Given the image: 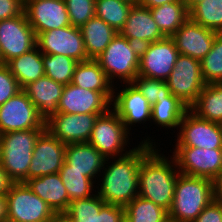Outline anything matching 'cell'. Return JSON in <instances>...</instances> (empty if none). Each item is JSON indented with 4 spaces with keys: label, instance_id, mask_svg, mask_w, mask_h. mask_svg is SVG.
I'll return each mask as SVG.
<instances>
[{
    "label": "cell",
    "instance_id": "obj_28",
    "mask_svg": "<svg viewBox=\"0 0 222 222\" xmlns=\"http://www.w3.org/2000/svg\"><path fill=\"white\" fill-rule=\"evenodd\" d=\"M71 83L82 89L97 92H114V85L108 80L96 59L78 62L75 66Z\"/></svg>",
    "mask_w": 222,
    "mask_h": 222
},
{
    "label": "cell",
    "instance_id": "obj_5",
    "mask_svg": "<svg viewBox=\"0 0 222 222\" xmlns=\"http://www.w3.org/2000/svg\"><path fill=\"white\" fill-rule=\"evenodd\" d=\"M140 49L118 32L96 60L114 86L132 83L138 76Z\"/></svg>",
    "mask_w": 222,
    "mask_h": 222
},
{
    "label": "cell",
    "instance_id": "obj_20",
    "mask_svg": "<svg viewBox=\"0 0 222 222\" xmlns=\"http://www.w3.org/2000/svg\"><path fill=\"white\" fill-rule=\"evenodd\" d=\"M64 214L74 222H125L124 207L106 204L97 194L70 202Z\"/></svg>",
    "mask_w": 222,
    "mask_h": 222
},
{
    "label": "cell",
    "instance_id": "obj_15",
    "mask_svg": "<svg viewBox=\"0 0 222 222\" xmlns=\"http://www.w3.org/2000/svg\"><path fill=\"white\" fill-rule=\"evenodd\" d=\"M36 46L43 54L64 55L77 62L88 60L80 28L72 25L39 33Z\"/></svg>",
    "mask_w": 222,
    "mask_h": 222
},
{
    "label": "cell",
    "instance_id": "obj_32",
    "mask_svg": "<svg viewBox=\"0 0 222 222\" xmlns=\"http://www.w3.org/2000/svg\"><path fill=\"white\" fill-rule=\"evenodd\" d=\"M125 222H166L168 212L139 195L124 207Z\"/></svg>",
    "mask_w": 222,
    "mask_h": 222
},
{
    "label": "cell",
    "instance_id": "obj_1",
    "mask_svg": "<svg viewBox=\"0 0 222 222\" xmlns=\"http://www.w3.org/2000/svg\"><path fill=\"white\" fill-rule=\"evenodd\" d=\"M146 134L143 139L140 138L139 144L138 141L137 145L135 143V148L128 154L121 157L106 158L104 168L96 183V194L106 204L125 207L138 196V171L141 160L154 146L160 147L159 139L156 140L155 137L152 138Z\"/></svg>",
    "mask_w": 222,
    "mask_h": 222
},
{
    "label": "cell",
    "instance_id": "obj_19",
    "mask_svg": "<svg viewBox=\"0 0 222 222\" xmlns=\"http://www.w3.org/2000/svg\"><path fill=\"white\" fill-rule=\"evenodd\" d=\"M24 12L35 35L71 25L64 0L23 1Z\"/></svg>",
    "mask_w": 222,
    "mask_h": 222
},
{
    "label": "cell",
    "instance_id": "obj_40",
    "mask_svg": "<svg viewBox=\"0 0 222 222\" xmlns=\"http://www.w3.org/2000/svg\"><path fill=\"white\" fill-rule=\"evenodd\" d=\"M21 90L9 67L6 64L0 65V106Z\"/></svg>",
    "mask_w": 222,
    "mask_h": 222
},
{
    "label": "cell",
    "instance_id": "obj_44",
    "mask_svg": "<svg viewBox=\"0 0 222 222\" xmlns=\"http://www.w3.org/2000/svg\"><path fill=\"white\" fill-rule=\"evenodd\" d=\"M214 200L222 203V172L213 180Z\"/></svg>",
    "mask_w": 222,
    "mask_h": 222
},
{
    "label": "cell",
    "instance_id": "obj_9",
    "mask_svg": "<svg viewBox=\"0 0 222 222\" xmlns=\"http://www.w3.org/2000/svg\"><path fill=\"white\" fill-rule=\"evenodd\" d=\"M166 83L171 94L190 108L206 85L200 60L179 54Z\"/></svg>",
    "mask_w": 222,
    "mask_h": 222
},
{
    "label": "cell",
    "instance_id": "obj_6",
    "mask_svg": "<svg viewBox=\"0 0 222 222\" xmlns=\"http://www.w3.org/2000/svg\"><path fill=\"white\" fill-rule=\"evenodd\" d=\"M130 135L132 138L119 115L111 108L96 119L88 143L105 158L121 157L135 148L130 149V142L133 143Z\"/></svg>",
    "mask_w": 222,
    "mask_h": 222
},
{
    "label": "cell",
    "instance_id": "obj_8",
    "mask_svg": "<svg viewBox=\"0 0 222 222\" xmlns=\"http://www.w3.org/2000/svg\"><path fill=\"white\" fill-rule=\"evenodd\" d=\"M7 197V220L11 222H52L55 212L25 183H14Z\"/></svg>",
    "mask_w": 222,
    "mask_h": 222
},
{
    "label": "cell",
    "instance_id": "obj_43",
    "mask_svg": "<svg viewBox=\"0 0 222 222\" xmlns=\"http://www.w3.org/2000/svg\"><path fill=\"white\" fill-rule=\"evenodd\" d=\"M14 181L9 177L0 164V195H6Z\"/></svg>",
    "mask_w": 222,
    "mask_h": 222
},
{
    "label": "cell",
    "instance_id": "obj_49",
    "mask_svg": "<svg viewBox=\"0 0 222 222\" xmlns=\"http://www.w3.org/2000/svg\"><path fill=\"white\" fill-rule=\"evenodd\" d=\"M121 1L131 4V5H139L140 0H121Z\"/></svg>",
    "mask_w": 222,
    "mask_h": 222
},
{
    "label": "cell",
    "instance_id": "obj_51",
    "mask_svg": "<svg viewBox=\"0 0 222 222\" xmlns=\"http://www.w3.org/2000/svg\"><path fill=\"white\" fill-rule=\"evenodd\" d=\"M23 1H40V0H23Z\"/></svg>",
    "mask_w": 222,
    "mask_h": 222
},
{
    "label": "cell",
    "instance_id": "obj_17",
    "mask_svg": "<svg viewBox=\"0 0 222 222\" xmlns=\"http://www.w3.org/2000/svg\"><path fill=\"white\" fill-rule=\"evenodd\" d=\"M66 144L48 130L37 138L28 170V179L59 173L65 162Z\"/></svg>",
    "mask_w": 222,
    "mask_h": 222
},
{
    "label": "cell",
    "instance_id": "obj_22",
    "mask_svg": "<svg viewBox=\"0 0 222 222\" xmlns=\"http://www.w3.org/2000/svg\"><path fill=\"white\" fill-rule=\"evenodd\" d=\"M119 33L140 47L165 37L157 27L150 9L141 5L132 6Z\"/></svg>",
    "mask_w": 222,
    "mask_h": 222
},
{
    "label": "cell",
    "instance_id": "obj_13",
    "mask_svg": "<svg viewBox=\"0 0 222 222\" xmlns=\"http://www.w3.org/2000/svg\"><path fill=\"white\" fill-rule=\"evenodd\" d=\"M112 109L119 115L131 134H135L131 132L133 128L142 126L148 121V123L151 122L152 107L132 83L114 86Z\"/></svg>",
    "mask_w": 222,
    "mask_h": 222
},
{
    "label": "cell",
    "instance_id": "obj_12",
    "mask_svg": "<svg viewBox=\"0 0 222 222\" xmlns=\"http://www.w3.org/2000/svg\"><path fill=\"white\" fill-rule=\"evenodd\" d=\"M179 52L172 37L141 46L138 75L166 81Z\"/></svg>",
    "mask_w": 222,
    "mask_h": 222
},
{
    "label": "cell",
    "instance_id": "obj_41",
    "mask_svg": "<svg viewBox=\"0 0 222 222\" xmlns=\"http://www.w3.org/2000/svg\"><path fill=\"white\" fill-rule=\"evenodd\" d=\"M23 12V0H0V21L17 17Z\"/></svg>",
    "mask_w": 222,
    "mask_h": 222
},
{
    "label": "cell",
    "instance_id": "obj_45",
    "mask_svg": "<svg viewBox=\"0 0 222 222\" xmlns=\"http://www.w3.org/2000/svg\"><path fill=\"white\" fill-rule=\"evenodd\" d=\"M175 1H183V0H140L139 5L150 9Z\"/></svg>",
    "mask_w": 222,
    "mask_h": 222
},
{
    "label": "cell",
    "instance_id": "obj_31",
    "mask_svg": "<svg viewBox=\"0 0 222 222\" xmlns=\"http://www.w3.org/2000/svg\"><path fill=\"white\" fill-rule=\"evenodd\" d=\"M189 109L202 119L222 124V83L206 84Z\"/></svg>",
    "mask_w": 222,
    "mask_h": 222
},
{
    "label": "cell",
    "instance_id": "obj_34",
    "mask_svg": "<svg viewBox=\"0 0 222 222\" xmlns=\"http://www.w3.org/2000/svg\"><path fill=\"white\" fill-rule=\"evenodd\" d=\"M189 15L193 22L222 33V0H203L189 11Z\"/></svg>",
    "mask_w": 222,
    "mask_h": 222
},
{
    "label": "cell",
    "instance_id": "obj_21",
    "mask_svg": "<svg viewBox=\"0 0 222 222\" xmlns=\"http://www.w3.org/2000/svg\"><path fill=\"white\" fill-rule=\"evenodd\" d=\"M217 33L189 18L171 37L179 54L201 61L211 50Z\"/></svg>",
    "mask_w": 222,
    "mask_h": 222
},
{
    "label": "cell",
    "instance_id": "obj_30",
    "mask_svg": "<svg viewBox=\"0 0 222 222\" xmlns=\"http://www.w3.org/2000/svg\"><path fill=\"white\" fill-rule=\"evenodd\" d=\"M157 27L165 37H171L189 18L184 1L170 2L150 8Z\"/></svg>",
    "mask_w": 222,
    "mask_h": 222
},
{
    "label": "cell",
    "instance_id": "obj_48",
    "mask_svg": "<svg viewBox=\"0 0 222 222\" xmlns=\"http://www.w3.org/2000/svg\"><path fill=\"white\" fill-rule=\"evenodd\" d=\"M183 1L186 4V7L188 8V10L190 11L196 4H198L199 2L203 0H183Z\"/></svg>",
    "mask_w": 222,
    "mask_h": 222
},
{
    "label": "cell",
    "instance_id": "obj_36",
    "mask_svg": "<svg viewBox=\"0 0 222 222\" xmlns=\"http://www.w3.org/2000/svg\"><path fill=\"white\" fill-rule=\"evenodd\" d=\"M42 60L45 76L63 85L71 83L76 60L57 54H42Z\"/></svg>",
    "mask_w": 222,
    "mask_h": 222
},
{
    "label": "cell",
    "instance_id": "obj_14",
    "mask_svg": "<svg viewBox=\"0 0 222 222\" xmlns=\"http://www.w3.org/2000/svg\"><path fill=\"white\" fill-rule=\"evenodd\" d=\"M36 46V35L25 12L0 21V54L3 64Z\"/></svg>",
    "mask_w": 222,
    "mask_h": 222
},
{
    "label": "cell",
    "instance_id": "obj_25",
    "mask_svg": "<svg viewBox=\"0 0 222 222\" xmlns=\"http://www.w3.org/2000/svg\"><path fill=\"white\" fill-rule=\"evenodd\" d=\"M24 183L55 213H64L68 209L69 195L59 173L28 179Z\"/></svg>",
    "mask_w": 222,
    "mask_h": 222
},
{
    "label": "cell",
    "instance_id": "obj_47",
    "mask_svg": "<svg viewBox=\"0 0 222 222\" xmlns=\"http://www.w3.org/2000/svg\"><path fill=\"white\" fill-rule=\"evenodd\" d=\"M52 222H74L64 213H56Z\"/></svg>",
    "mask_w": 222,
    "mask_h": 222
},
{
    "label": "cell",
    "instance_id": "obj_4",
    "mask_svg": "<svg viewBox=\"0 0 222 222\" xmlns=\"http://www.w3.org/2000/svg\"><path fill=\"white\" fill-rule=\"evenodd\" d=\"M44 130H20L0 134V164L14 183L28 180L35 142Z\"/></svg>",
    "mask_w": 222,
    "mask_h": 222
},
{
    "label": "cell",
    "instance_id": "obj_18",
    "mask_svg": "<svg viewBox=\"0 0 222 222\" xmlns=\"http://www.w3.org/2000/svg\"><path fill=\"white\" fill-rule=\"evenodd\" d=\"M100 115L57 113L45 122L46 130L64 144L88 143Z\"/></svg>",
    "mask_w": 222,
    "mask_h": 222
},
{
    "label": "cell",
    "instance_id": "obj_38",
    "mask_svg": "<svg viewBox=\"0 0 222 222\" xmlns=\"http://www.w3.org/2000/svg\"><path fill=\"white\" fill-rule=\"evenodd\" d=\"M132 84L145 97L151 107L162 98H167L171 92L164 80L142 77L138 75Z\"/></svg>",
    "mask_w": 222,
    "mask_h": 222
},
{
    "label": "cell",
    "instance_id": "obj_26",
    "mask_svg": "<svg viewBox=\"0 0 222 222\" xmlns=\"http://www.w3.org/2000/svg\"><path fill=\"white\" fill-rule=\"evenodd\" d=\"M80 31L88 59H96L118 33L97 16L92 17L81 26Z\"/></svg>",
    "mask_w": 222,
    "mask_h": 222
},
{
    "label": "cell",
    "instance_id": "obj_50",
    "mask_svg": "<svg viewBox=\"0 0 222 222\" xmlns=\"http://www.w3.org/2000/svg\"><path fill=\"white\" fill-rule=\"evenodd\" d=\"M2 64H3V62H2L1 54H0V65H2Z\"/></svg>",
    "mask_w": 222,
    "mask_h": 222
},
{
    "label": "cell",
    "instance_id": "obj_11",
    "mask_svg": "<svg viewBox=\"0 0 222 222\" xmlns=\"http://www.w3.org/2000/svg\"><path fill=\"white\" fill-rule=\"evenodd\" d=\"M36 106L21 90L0 106V134L20 130H45Z\"/></svg>",
    "mask_w": 222,
    "mask_h": 222
},
{
    "label": "cell",
    "instance_id": "obj_27",
    "mask_svg": "<svg viewBox=\"0 0 222 222\" xmlns=\"http://www.w3.org/2000/svg\"><path fill=\"white\" fill-rule=\"evenodd\" d=\"M42 54L35 46L29 52L14 57L6 63L21 88L45 76Z\"/></svg>",
    "mask_w": 222,
    "mask_h": 222
},
{
    "label": "cell",
    "instance_id": "obj_16",
    "mask_svg": "<svg viewBox=\"0 0 222 222\" xmlns=\"http://www.w3.org/2000/svg\"><path fill=\"white\" fill-rule=\"evenodd\" d=\"M113 92L82 89L69 83L64 86L58 113L105 114L112 108Z\"/></svg>",
    "mask_w": 222,
    "mask_h": 222
},
{
    "label": "cell",
    "instance_id": "obj_7",
    "mask_svg": "<svg viewBox=\"0 0 222 222\" xmlns=\"http://www.w3.org/2000/svg\"><path fill=\"white\" fill-rule=\"evenodd\" d=\"M175 146L198 147L202 149H222V124L198 117L188 109L175 133ZM177 137V138H176Z\"/></svg>",
    "mask_w": 222,
    "mask_h": 222
},
{
    "label": "cell",
    "instance_id": "obj_46",
    "mask_svg": "<svg viewBox=\"0 0 222 222\" xmlns=\"http://www.w3.org/2000/svg\"><path fill=\"white\" fill-rule=\"evenodd\" d=\"M7 220V197L0 195V222Z\"/></svg>",
    "mask_w": 222,
    "mask_h": 222
},
{
    "label": "cell",
    "instance_id": "obj_29",
    "mask_svg": "<svg viewBox=\"0 0 222 222\" xmlns=\"http://www.w3.org/2000/svg\"><path fill=\"white\" fill-rule=\"evenodd\" d=\"M188 109L177 97L170 94L167 98H162L161 101H157L152 106L149 128L152 124L160 130L165 128L167 130L166 134H169V130L173 131L174 129L173 132H170L174 135L175 129L178 131L183 115Z\"/></svg>",
    "mask_w": 222,
    "mask_h": 222
},
{
    "label": "cell",
    "instance_id": "obj_35",
    "mask_svg": "<svg viewBox=\"0 0 222 222\" xmlns=\"http://www.w3.org/2000/svg\"><path fill=\"white\" fill-rule=\"evenodd\" d=\"M132 6L121 0H95V16L120 32Z\"/></svg>",
    "mask_w": 222,
    "mask_h": 222
},
{
    "label": "cell",
    "instance_id": "obj_2",
    "mask_svg": "<svg viewBox=\"0 0 222 222\" xmlns=\"http://www.w3.org/2000/svg\"><path fill=\"white\" fill-rule=\"evenodd\" d=\"M159 146H154L141 160L138 195L162 207L171 208L179 170L174 158ZM161 152V153H160ZM168 155V157H167Z\"/></svg>",
    "mask_w": 222,
    "mask_h": 222
},
{
    "label": "cell",
    "instance_id": "obj_23",
    "mask_svg": "<svg viewBox=\"0 0 222 222\" xmlns=\"http://www.w3.org/2000/svg\"><path fill=\"white\" fill-rule=\"evenodd\" d=\"M63 84L43 76L36 81L28 83L22 90L36 106L39 116L47 122L58 113V104L63 94Z\"/></svg>",
    "mask_w": 222,
    "mask_h": 222
},
{
    "label": "cell",
    "instance_id": "obj_37",
    "mask_svg": "<svg viewBox=\"0 0 222 222\" xmlns=\"http://www.w3.org/2000/svg\"><path fill=\"white\" fill-rule=\"evenodd\" d=\"M200 65L206 84L222 83V33H217L211 50Z\"/></svg>",
    "mask_w": 222,
    "mask_h": 222
},
{
    "label": "cell",
    "instance_id": "obj_42",
    "mask_svg": "<svg viewBox=\"0 0 222 222\" xmlns=\"http://www.w3.org/2000/svg\"><path fill=\"white\" fill-rule=\"evenodd\" d=\"M192 222H222V203L213 200Z\"/></svg>",
    "mask_w": 222,
    "mask_h": 222
},
{
    "label": "cell",
    "instance_id": "obj_39",
    "mask_svg": "<svg viewBox=\"0 0 222 222\" xmlns=\"http://www.w3.org/2000/svg\"><path fill=\"white\" fill-rule=\"evenodd\" d=\"M70 23L80 28L95 16V0H64Z\"/></svg>",
    "mask_w": 222,
    "mask_h": 222
},
{
    "label": "cell",
    "instance_id": "obj_24",
    "mask_svg": "<svg viewBox=\"0 0 222 222\" xmlns=\"http://www.w3.org/2000/svg\"><path fill=\"white\" fill-rule=\"evenodd\" d=\"M105 161L106 158L89 143L66 144L65 162L69 165V170L82 172L95 183L104 168Z\"/></svg>",
    "mask_w": 222,
    "mask_h": 222
},
{
    "label": "cell",
    "instance_id": "obj_33",
    "mask_svg": "<svg viewBox=\"0 0 222 222\" xmlns=\"http://www.w3.org/2000/svg\"><path fill=\"white\" fill-rule=\"evenodd\" d=\"M59 175L67 190L70 202L88 198L96 194V183L83 175L82 172L69 170V165L66 162H64L62 168L59 170Z\"/></svg>",
    "mask_w": 222,
    "mask_h": 222
},
{
    "label": "cell",
    "instance_id": "obj_3",
    "mask_svg": "<svg viewBox=\"0 0 222 222\" xmlns=\"http://www.w3.org/2000/svg\"><path fill=\"white\" fill-rule=\"evenodd\" d=\"M214 200L213 181L179 173L168 220L192 222Z\"/></svg>",
    "mask_w": 222,
    "mask_h": 222
},
{
    "label": "cell",
    "instance_id": "obj_10",
    "mask_svg": "<svg viewBox=\"0 0 222 222\" xmlns=\"http://www.w3.org/2000/svg\"><path fill=\"white\" fill-rule=\"evenodd\" d=\"M172 149L170 153L177 169L184 175L213 181L222 172V149L211 150L198 147H173Z\"/></svg>",
    "mask_w": 222,
    "mask_h": 222
}]
</instances>
